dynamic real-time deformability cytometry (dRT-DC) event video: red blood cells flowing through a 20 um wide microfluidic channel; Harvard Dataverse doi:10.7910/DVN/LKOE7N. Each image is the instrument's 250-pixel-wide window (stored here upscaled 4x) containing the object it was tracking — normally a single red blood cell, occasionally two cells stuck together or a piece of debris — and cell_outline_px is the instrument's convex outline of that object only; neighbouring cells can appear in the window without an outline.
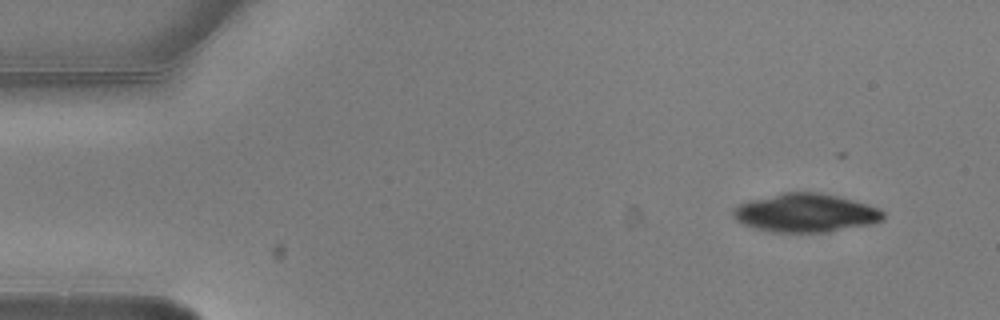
{"species": "common noctule bat (a hibernating species)", "species_latin": "Nyctalus noctula", "temperature_condition": "warm", "stored_images_in_passage": 4, "camera_frame_rate_fps": 3000, "um_per_image_px": 0.085, "animal": {"sex": "male", "body_mass_g": 20.5, "forearm_length_mm": 52.5}, "frame": {"image": 1, "passage_image": 1, "time_ms": 0.0, "image_size_px": [1000, 320], "cell_outline_px": [[884, 220], [872, 224], [828, 232], [772, 232], [752, 228], [736, 220], [732, 216], [732, 208], [748, 200], [784, 192], [816, 192], [836, 196], [868, 204], [880, 208], [884, 212]], "centroid_in_image_um": [68.47, 18.1], "position_along_channel_um": 16.5, "area_um2": 33.87}}